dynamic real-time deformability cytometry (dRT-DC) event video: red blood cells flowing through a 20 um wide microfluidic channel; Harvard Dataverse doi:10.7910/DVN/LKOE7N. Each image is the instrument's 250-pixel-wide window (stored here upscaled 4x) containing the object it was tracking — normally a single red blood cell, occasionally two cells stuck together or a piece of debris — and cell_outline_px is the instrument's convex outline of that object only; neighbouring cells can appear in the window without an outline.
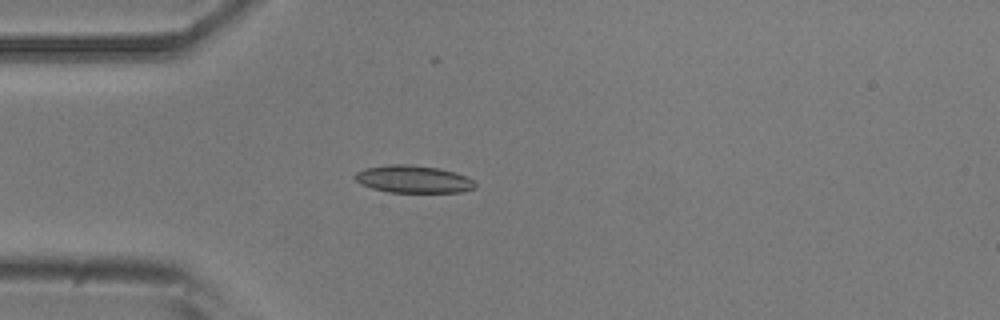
{"species": "common noctule bat (a hibernating species)", "species_latin": "Nyctalus noctula", "temperature_condition": "room temperature", "stored_images_in_passage": 5, "camera_frame_rate_fps": 3000, "um_per_image_px": 0.085, "animal": {"sex": "male", "body_mass_g": 20.5, "forearm_length_mm": 52.5}, "frame": {"image": 1, "passage_image": 4, "time_ms": 1.0, "image_size_px": [1000, 320], "cell_outline_px": [[476, 188], [460, 192], [388, 192], [372, 188], [360, 184], [352, 176], [356, 172], [364, 168], [392, 164], [412, 164], [440, 168], [456, 172], [472, 180], [476, 184]], "centroid_in_image_um": [35.11, 15.22], "position_along_channel_um": 49.9, "area_um2": 19.36}}